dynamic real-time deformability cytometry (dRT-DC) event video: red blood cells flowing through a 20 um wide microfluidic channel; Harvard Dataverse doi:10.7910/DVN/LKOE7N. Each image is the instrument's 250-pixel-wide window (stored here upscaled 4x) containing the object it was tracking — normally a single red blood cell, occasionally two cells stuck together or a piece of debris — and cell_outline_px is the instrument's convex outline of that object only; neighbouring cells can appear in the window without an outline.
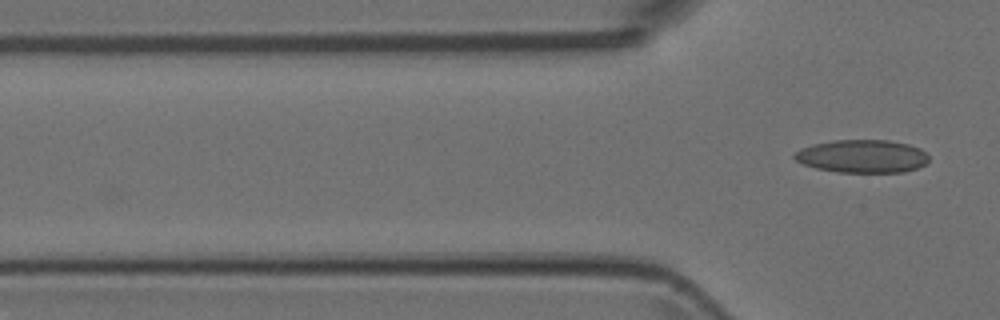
{"species": "Egyptian fruit bat (a non-hibernating species)", "species_latin": "Rousettus aegyptiacus", "temperature_condition": "room temperature", "stored_images_in_passage": 3, "camera_frame_rate_fps": 3000, "um_per_image_px": 0.085, "animal": {"sex": "female"}, "frame": {"image": 1, "passage_image": 3, "time_ms": 0.667, "image_size_px": [1000, 320], "cell_outline_px": [[928, 160], [924, 164], [916, 168], [904, 172], [836, 172], [816, 168], [804, 164], [796, 160], [792, 156], [800, 148], [812, 144], [832, 140], [888, 140], [908, 144], [920, 148], [928, 156]], "centroid_in_image_um": [73.26, 13.27], "position_along_channel_um": 52.5, "area_um2": 25.84}}